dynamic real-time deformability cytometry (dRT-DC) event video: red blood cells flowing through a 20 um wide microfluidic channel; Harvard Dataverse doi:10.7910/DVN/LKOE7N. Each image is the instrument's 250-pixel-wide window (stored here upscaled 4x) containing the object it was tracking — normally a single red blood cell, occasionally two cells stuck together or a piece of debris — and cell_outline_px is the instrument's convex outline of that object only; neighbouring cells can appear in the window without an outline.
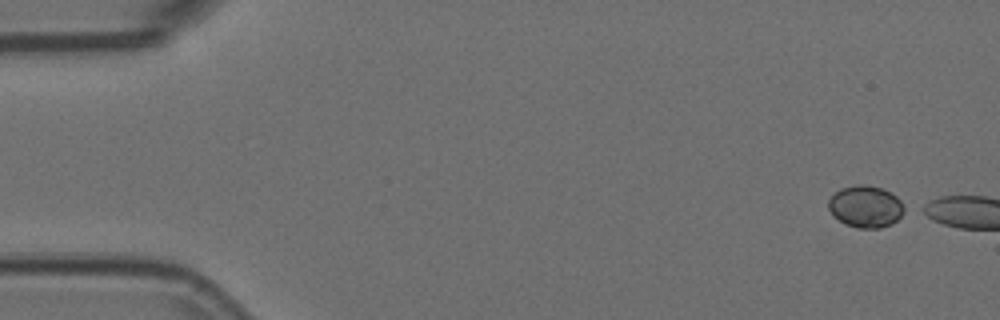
{"species": "Egyptian fruit bat (a non-hibernating species)", "species_latin": "Rousettus aegyptiacus", "temperature_condition": "room temperature", "stored_images_in_passage": 3, "camera_frame_rate_fps": 3000, "um_per_image_px": 0.085, "animal": {"sex": "female"}, "frame": {"image": 1, "passage_image": 1, "time_ms": 0.0, "image_size_px": [1000, 320], "cell_outline_px": [[908, 212], [892, 224], [880, 228], [856, 228], [844, 224], [832, 216], [828, 208], [828, 200], [840, 188], [856, 184], [868, 184], [892, 192], [908, 208]], "centroid_in_image_um": [73.62, 17.56], "position_along_channel_um": 11.4, "area_um2": 19.13}}